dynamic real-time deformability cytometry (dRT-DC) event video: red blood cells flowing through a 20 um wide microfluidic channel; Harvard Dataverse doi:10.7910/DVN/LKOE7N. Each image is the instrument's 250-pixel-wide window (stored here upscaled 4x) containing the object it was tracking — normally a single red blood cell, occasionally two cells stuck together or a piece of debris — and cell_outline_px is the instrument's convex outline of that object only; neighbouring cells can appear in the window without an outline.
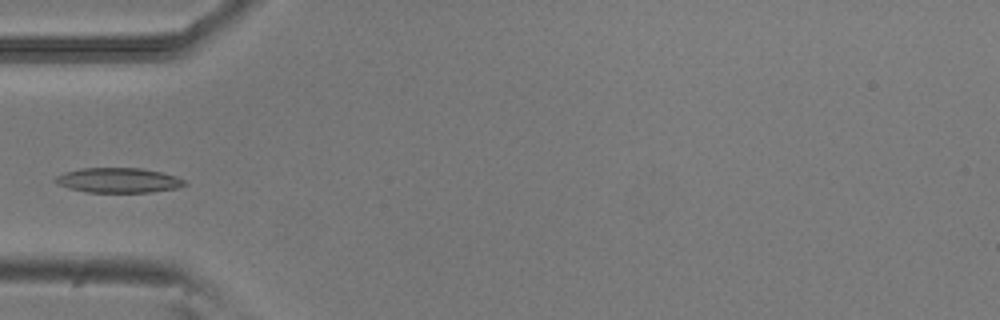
{"species": "common noctule bat (a hibernating species)", "species_latin": "Nyctalus noctula", "temperature_condition": "room temperature", "stored_images_in_passage": 3, "camera_frame_rate_fps": 3000, "um_per_image_px": 0.085, "animal": {"sex": "male", "body_mass_g": 20.5, "forearm_length_mm": 52.5}, "frame": {"image": 1, "passage_image": 2, "time_ms": 0.333, "image_size_px": [1000, 320], "cell_outline_px": [[188, 184], [176, 188], [152, 192], [88, 192], [72, 188], [60, 184], [52, 180], [56, 176], [64, 172], [80, 168], [144, 168], [164, 172], [176, 176], [184, 180]], "centroid_in_image_um": [10.11, 15.31], "position_along_channel_um": 74.9, "area_um2": 18.73}}
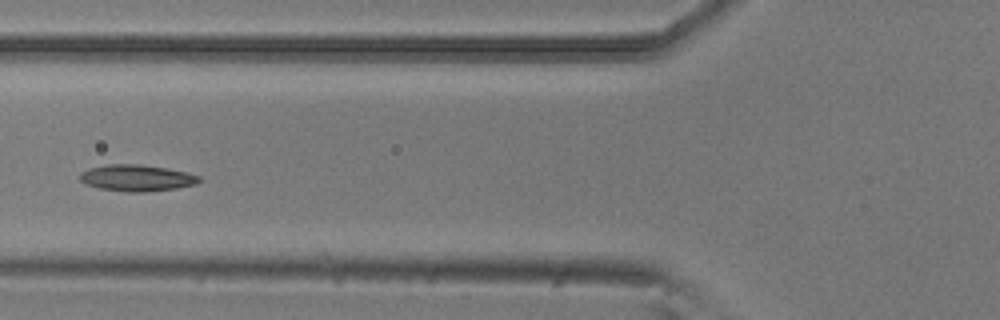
{"frame": {"image": 2, "passage_image": 3, "time_ms": 0.667, "image_size_px": [1000, 320], "cell_outline_px": [[200, 180], [196, 184], [176, 188], [144, 192], [124, 192], [100, 188], [84, 184], [80, 180], [80, 172], [88, 168], [108, 164], [140, 164], [164, 168], [184, 172], [200, 176]], "centroid_in_image_um": [11.57, 15.13], "position_along_channel_um": 114.2, "area_um2": 18.32}}